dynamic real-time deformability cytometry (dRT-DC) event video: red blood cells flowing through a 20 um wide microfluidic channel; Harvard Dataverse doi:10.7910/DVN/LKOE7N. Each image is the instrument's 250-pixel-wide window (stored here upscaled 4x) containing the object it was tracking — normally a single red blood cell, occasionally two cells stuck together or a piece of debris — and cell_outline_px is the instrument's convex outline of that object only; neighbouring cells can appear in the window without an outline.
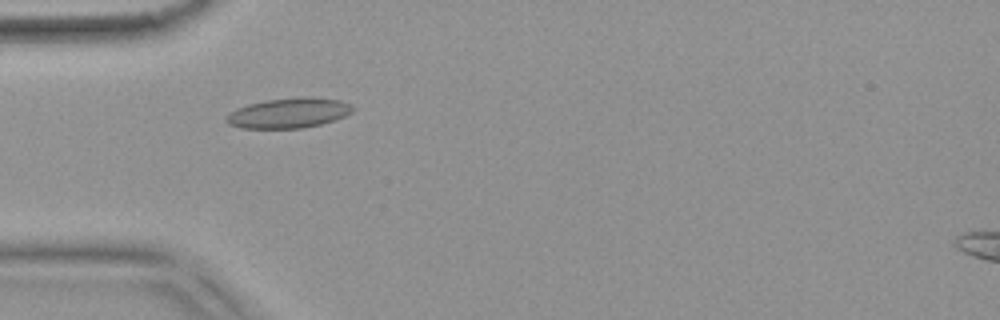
{"species": "common noctule bat (a hibernating species)", "species_latin": "Nyctalus noctula", "temperature_condition": "warm", "stored_images_in_passage": 55, "camera_frame_rate_fps": 3000, "um_per_image_px": 0.085, "animal": {"sex": "female", "body_mass_g": 18.4}, "frame": {"image": 1, "passage_image": 17, "time_ms": 5.333, "image_size_px": [1000, 320], "cell_outline_px": [[356, 108], [352, 112], [344, 116], [320, 124], [304, 128], [240, 128], [228, 124], [224, 120], [224, 116], [236, 108], [248, 104], [268, 100], [300, 96], [312, 96], [340, 100], [352, 104]], "centroid_in_image_um": [24.53, 9.59], "position_along_channel_um": 60.5, "area_um2": 22.43}}
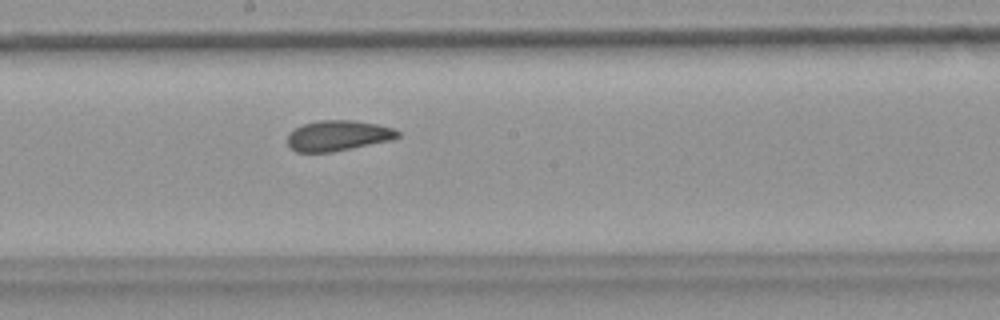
{"frame": {"image": 2, "passage_image": 30, "time_ms": 9.667, "image_size_px": [1000, 320], "cell_outline_px": [[400, 136], [392, 140], [332, 152], [296, 152], [288, 144], [288, 136], [296, 128], [304, 124], [320, 120], [352, 120], [376, 124], [396, 128], [400, 132]], "centroid_in_image_um": [28.78, 11.53], "position_along_channel_um": 219.4, "area_um2": 19.48}}
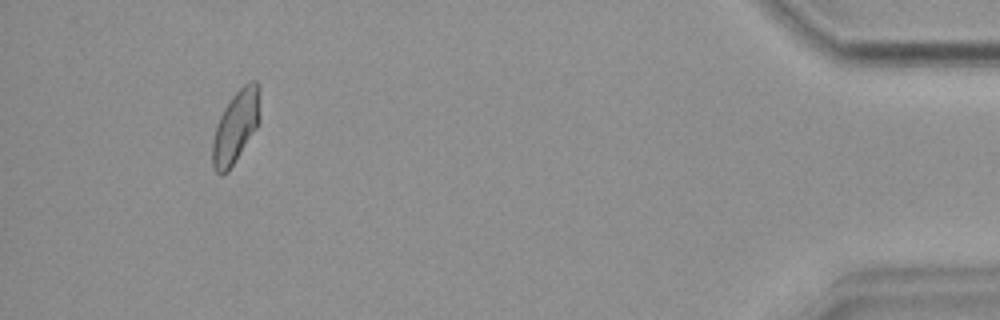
{"frame": {"image": 3, "passage_image": 51, "time_ms": 16.667, "image_size_px": [1000, 320], "cell_outline_px": [[260, 120], [256, 128], [236, 160], [228, 172], [220, 176], [216, 172], [212, 164], [212, 140], [216, 124], [224, 108], [232, 96], [244, 84], [252, 80], [256, 80], [260, 88]], "centroid_in_image_um": [20.04, 10.76], "position_along_channel_um": 415.2, "area_um2": 20.23}, "authors_computed_cell_mechanics": {"area_um2": 20.4612, "velocity_mm_per_s": 3.74, "shape_relaxation_time_tau1_ms": 8.8417, "shape_relaxation_time_tau2_ms": 1.6191, "deformation_change_tau1": 0.1373, "deformation_change_tau2": 0.0692}}